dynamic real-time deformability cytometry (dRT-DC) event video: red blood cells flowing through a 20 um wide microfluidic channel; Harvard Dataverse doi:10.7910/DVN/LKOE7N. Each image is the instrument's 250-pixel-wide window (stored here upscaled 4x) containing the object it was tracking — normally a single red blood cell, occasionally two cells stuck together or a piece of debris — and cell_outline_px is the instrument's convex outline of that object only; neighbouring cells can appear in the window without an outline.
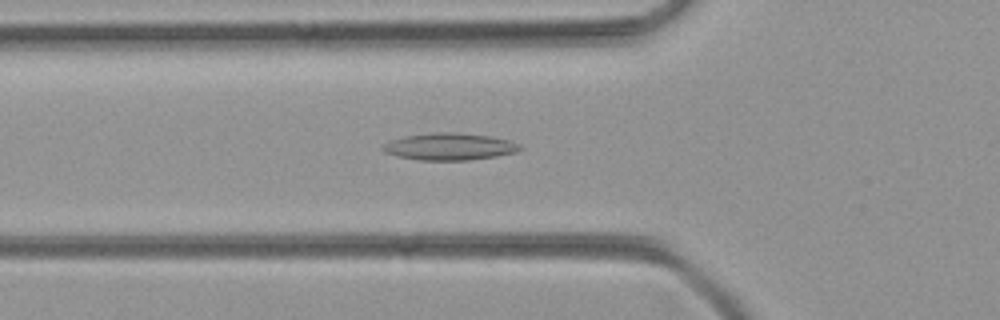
{"species": "common noctule bat (a hibernating species)", "species_latin": "Nyctalus noctula", "temperature_condition": "room temperature", "stored_images_in_passage": 47, "camera_frame_rate_fps": 3000, "um_per_image_px": 0.085, "animal": {"sex": "female", "body_mass_g": 21.9}, "frame": {"image": 1, "passage_image": 18, "time_ms": 5.667, "image_size_px": [1000, 320], "cell_outline_px": [[524, 148], [516, 152], [496, 156], [468, 160], [420, 160], [396, 156], [384, 152], [380, 148], [384, 144], [392, 140], [404, 136], [436, 132], [452, 132], [492, 136], [508, 140], [520, 144]], "centroid_in_image_um": [38.21, 12.46], "position_along_channel_um": 87.6, "area_um2": 21.62}}
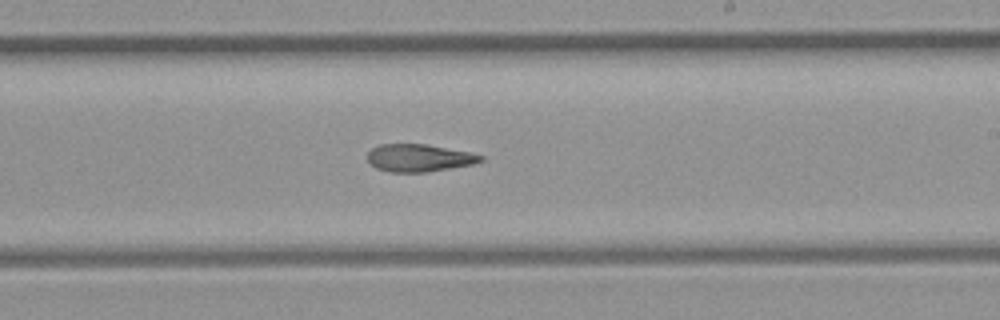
{"frame": {"image": 2, "passage_image": 30, "time_ms": 9.667, "image_size_px": [1000, 320], "cell_outline_px": [[484, 160], [472, 164], [452, 168], [428, 172], [392, 172], [376, 168], [368, 160], [368, 152], [372, 148], [380, 144], [428, 144], [468, 152], [484, 156]], "centroid_in_image_um": [35.63, 13.42], "position_along_channel_um": 253.4, "area_um2": 18.09}}
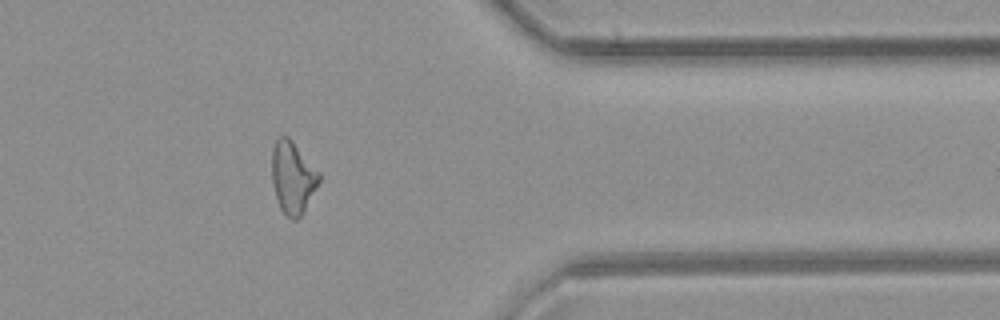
{"frame": {"image": 3, "passage_image": 41, "time_ms": 13.333, "image_size_px": [1000, 320], "cell_outline_px": [[320, 180], [304, 212], [296, 220], [292, 220], [280, 208], [276, 196], [272, 180], [272, 148], [276, 140], [280, 136], [288, 136], [292, 140], [320, 172]], "centroid_in_image_um": [24.89, 15.07], "position_along_channel_um": 386.5, "area_um2": 19.77}}